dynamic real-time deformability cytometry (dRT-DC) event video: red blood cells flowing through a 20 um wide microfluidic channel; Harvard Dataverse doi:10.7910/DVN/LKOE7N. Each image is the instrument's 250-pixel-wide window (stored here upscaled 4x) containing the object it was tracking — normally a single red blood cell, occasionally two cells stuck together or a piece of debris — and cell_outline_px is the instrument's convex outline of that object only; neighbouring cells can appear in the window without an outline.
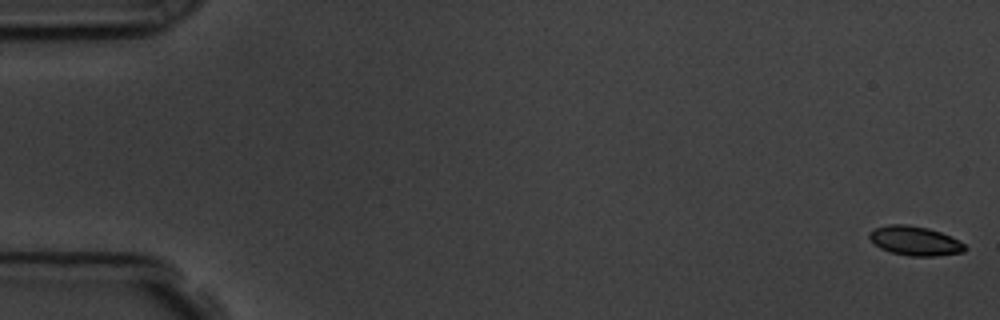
{"species": "common noctule bat (a hibernating species)", "species_latin": "Nyctalus noctula", "temperature_condition": "room temperature", "stored_images_in_passage": 58, "camera_frame_rate_fps": 3000, "um_per_image_px": 0.085, "animal": {"sex": "male", "body_mass_g": 19.5, "forearm_length_mm": 54.6}, "frame": {"image": 1, "passage_image": 1, "time_ms": 0.0, "image_size_px": [1000, 320], "cell_outline_px": [[968, 248], [964, 252], [936, 256], [908, 256], [892, 252], [880, 248], [868, 236], [868, 232], [876, 228], [888, 224], [908, 224], [928, 228], [940, 232], [964, 244]], "centroid_in_image_um": [77.76, 20.47], "position_along_channel_um": 7.2, "area_um2": 16.18}}
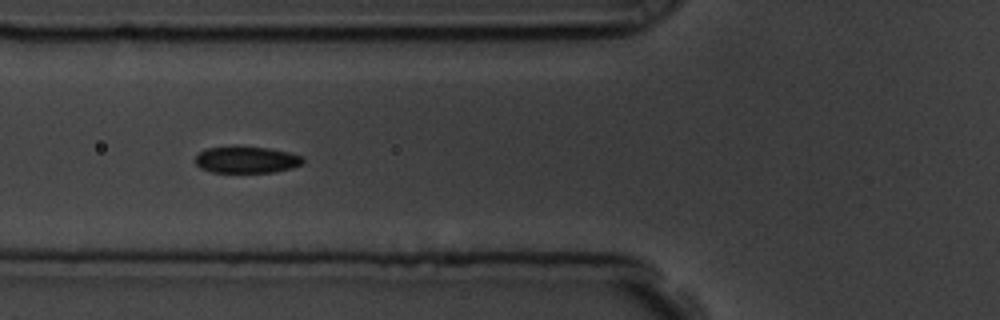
{"frame": {"image": 2, "passage_image": 22, "time_ms": 7.0, "image_size_px": [1000, 320], "cell_outline_px": [[304, 160], [300, 164], [292, 168], [272, 172], [212, 172], [200, 168], [196, 164], [196, 156], [200, 152], [208, 148], [236, 144], [268, 148], [288, 152], [304, 156]], "centroid_in_image_um": [20.94, 13.54], "position_along_channel_um": 104.9, "area_um2": 17.05}}
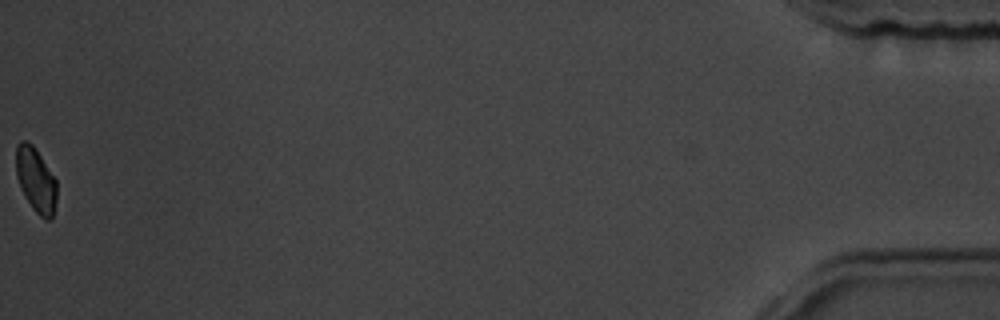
{"frame": {"image": 3, "passage_image": 58, "time_ms": 19.0, "image_size_px": [1000, 320], "cell_outline_px": [[56, 200], [52, 216], [48, 220], [44, 220], [32, 208], [24, 196], [20, 188], [16, 176], [16, 144], [20, 140], [28, 140], [32, 144], [56, 180]], "centroid_in_image_um": [3.01, 15.29], "position_along_channel_um": 432.2, "area_um2": 15.32}, "authors_computed_cell_mechanics": {"area_um2": 16.7042, "velocity_mm_per_s": 3.5673, "shape_relaxation_time_tau1_ms": 2.4277, "shape_relaxation_time_tau2_ms": 1.5447, "deformation_change_tau1": 0.0899, "deformation_change_tau2": 0.0481}}